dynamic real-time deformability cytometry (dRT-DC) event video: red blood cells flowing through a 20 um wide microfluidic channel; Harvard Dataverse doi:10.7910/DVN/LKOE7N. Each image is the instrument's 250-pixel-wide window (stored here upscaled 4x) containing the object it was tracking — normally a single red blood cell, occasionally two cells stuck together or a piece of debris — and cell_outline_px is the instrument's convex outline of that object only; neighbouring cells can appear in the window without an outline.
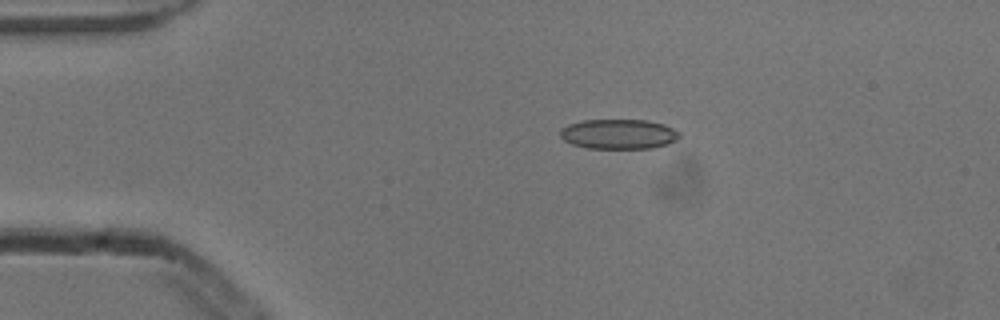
{"species": "common noctule bat (a hibernating species)", "species_latin": "Nyctalus noctula", "temperature_condition": "cold", "stored_images_in_passage": 43, "camera_frame_rate_fps": 3000, "um_per_image_px": 0.085, "animal": {"sex": "male", "body_mass_g": 13.3}, "frame": {"image": 1, "passage_image": 1, "time_ms": 0.0, "image_size_px": [1000, 320], "cell_outline_px": [[680, 136], [676, 140], [668, 144], [652, 148], [588, 148], [572, 144], [564, 140], [560, 136], [560, 128], [568, 124], [584, 120], [648, 120], [664, 124], [680, 132]], "centroid_in_image_um": [52.59, 11.39], "position_along_channel_um": 32.4, "area_um2": 20.81}}
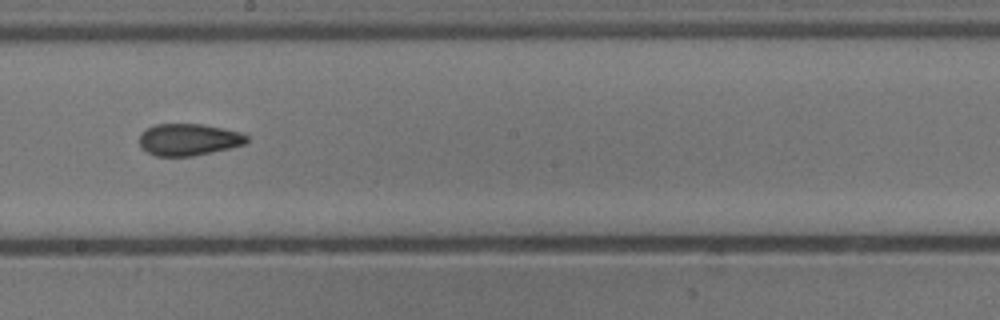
{"frame": {"image": 2, "passage_image": 20, "time_ms": 6.333, "image_size_px": [1000, 320], "cell_outline_px": [[248, 140], [244, 144], [212, 152], [192, 156], [156, 156], [148, 152], [140, 144], [140, 136], [148, 128], [156, 124], [200, 124], [224, 128], [240, 132], [248, 136]], "centroid_in_image_um": [16.06, 11.86], "position_along_channel_um": 232.1, "area_um2": 19.65}}
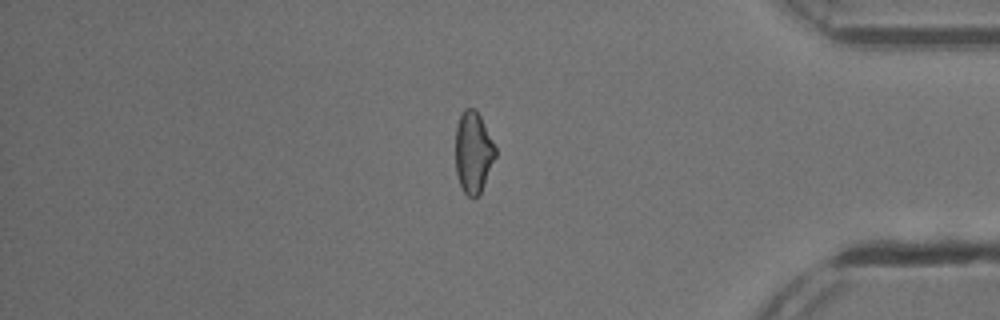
{"frame": {"image": 3, "passage_image": 35, "time_ms": 11.333, "image_size_px": [1000, 320], "cell_outline_px": [[496, 156], [480, 196], [468, 196], [464, 192], [460, 184], [456, 172], [456, 128], [460, 116], [464, 108], [476, 108], [496, 148]], "centroid_in_image_um": [40.24, 12.95], "position_along_channel_um": 395.0, "area_um2": 18.9}, "authors_computed_cell_mechanics": {"area_um2": 20.1144, "velocity_mm_per_s": 3.8686, "shape_relaxation_time_tau1_ms": 7.012, "shape_relaxation_time_tau2_ms": 4.4712, "deformation_change_tau1": 0.1323, "deformation_change_tau2": 0.128}}